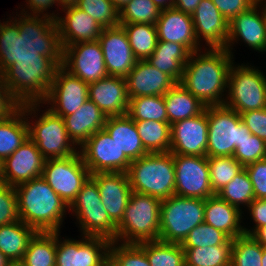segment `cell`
Wrapping results in <instances>:
<instances>
[{"label": "cell", "mask_w": 266, "mask_h": 266, "mask_svg": "<svg viewBox=\"0 0 266 266\" xmlns=\"http://www.w3.org/2000/svg\"><path fill=\"white\" fill-rule=\"evenodd\" d=\"M29 138L23 105L10 116L0 119V158L4 160Z\"/></svg>", "instance_id": "33"}, {"label": "cell", "mask_w": 266, "mask_h": 266, "mask_svg": "<svg viewBox=\"0 0 266 266\" xmlns=\"http://www.w3.org/2000/svg\"><path fill=\"white\" fill-rule=\"evenodd\" d=\"M190 54L191 52L180 43L158 41L147 62L169 75L176 83H180Z\"/></svg>", "instance_id": "31"}, {"label": "cell", "mask_w": 266, "mask_h": 266, "mask_svg": "<svg viewBox=\"0 0 266 266\" xmlns=\"http://www.w3.org/2000/svg\"><path fill=\"white\" fill-rule=\"evenodd\" d=\"M114 6L120 11L131 0H111Z\"/></svg>", "instance_id": "61"}, {"label": "cell", "mask_w": 266, "mask_h": 266, "mask_svg": "<svg viewBox=\"0 0 266 266\" xmlns=\"http://www.w3.org/2000/svg\"><path fill=\"white\" fill-rule=\"evenodd\" d=\"M238 207L227 203L217 194L205 199L204 222L225 233L230 239L244 235L242 213Z\"/></svg>", "instance_id": "29"}, {"label": "cell", "mask_w": 266, "mask_h": 266, "mask_svg": "<svg viewBox=\"0 0 266 266\" xmlns=\"http://www.w3.org/2000/svg\"><path fill=\"white\" fill-rule=\"evenodd\" d=\"M161 10L152 0H131L119 11L120 24H152L155 25Z\"/></svg>", "instance_id": "43"}, {"label": "cell", "mask_w": 266, "mask_h": 266, "mask_svg": "<svg viewBox=\"0 0 266 266\" xmlns=\"http://www.w3.org/2000/svg\"><path fill=\"white\" fill-rule=\"evenodd\" d=\"M108 75L126 78L137 59L122 25L103 28L98 38Z\"/></svg>", "instance_id": "20"}, {"label": "cell", "mask_w": 266, "mask_h": 266, "mask_svg": "<svg viewBox=\"0 0 266 266\" xmlns=\"http://www.w3.org/2000/svg\"><path fill=\"white\" fill-rule=\"evenodd\" d=\"M18 16V17H16ZM0 20V75L17 60H63L55 20L17 13Z\"/></svg>", "instance_id": "1"}, {"label": "cell", "mask_w": 266, "mask_h": 266, "mask_svg": "<svg viewBox=\"0 0 266 266\" xmlns=\"http://www.w3.org/2000/svg\"><path fill=\"white\" fill-rule=\"evenodd\" d=\"M88 86V83L59 66L41 107L43 104L50 105L49 109L62 118L73 114L88 100Z\"/></svg>", "instance_id": "16"}, {"label": "cell", "mask_w": 266, "mask_h": 266, "mask_svg": "<svg viewBox=\"0 0 266 266\" xmlns=\"http://www.w3.org/2000/svg\"><path fill=\"white\" fill-rule=\"evenodd\" d=\"M245 209L255 224L250 229L243 227L244 233L252 236L259 228L266 226V199H254Z\"/></svg>", "instance_id": "53"}, {"label": "cell", "mask_w": 266, "mask_h": 266, "mask_svg": "<svg viewBox=\"0 0 266 266\" xmlns=\"http://www.w3.org/2000/svg\"><path fill=\"white\" fill-rule=\"evenodd\" d=\"M103 28L118 26L119 10L111 0H79L76 5Z\"/></svg>", "instance_id": "45"}, {"label": "cell", "mask_w": 266, "mask_h": 266, "mask_svg": "<svg viewBox=\"0 0 266 266\" xmlns=\"http://www.w3.org/2000/svg\"><path fill=\"white\" fill-rule=\"evenodd\" d=\"M161 200L132 192L114 242L137 244L159 240Z\"/></svg>", "instance_id": "7"}, {"label": "cell", "mask_w": 266, "mask_h": 266, "mask_svg": "<svg viewBox=\"0 0 266 266\" xmlns=\"http://www.w3.org/2000/svg\"><path fill=\"white\" fill-rule=\"evenodd\" d=\"M45 161L37 145L28 138L16 151L3 160V182L15 187L41 177Z\"/></svg>", "instance_id": "21"}, {"label": "cell", "mask_w": 266, "mask_h": 266, "mask_svg": "<svg viewBox=\"0 0 266 266\" xmlns=\"http://www.w3.org/2000/svg\"><path fill=\"white\" fill-rule=\"evenodd\" d=\"M126 31L128 42L137 60H147L154 52L158 35L155 25L152 24H120Z\"/></svg>", "instance_id": "38"}, {"label": "cell", "mask_w": 266, "mask_h": 266, "mask_svg": "<svg viewBox=\"0 0 266 266\" xmlns=\"http://www.w3.org/2000/svg\"><path fill=\"white\" fill-rule=\"evenodd\" d=\"M240 115L251 134L266 142V108L243 112Z\"/></svg>", "instance_id": "51"}, {"label": "cell", "mask_w": 266, "mask_h": 266, "mask_svg": "<svg viewBox=\"0 0 266 266\" xmlns=\"http://www.w3.org/2000/svg\"><path fill=\"white\" fill-rule=\"evenodd\" d=\"M233 239L224 244L183 248L185 266H231Z\"/></svg>", "instance_id": "35"}, {"label": "cell", "mask_w": 266, "mask_h": 266, "mask_svg": "<svg viewBox=\"0 0 266 266\" xmlns=\"http://www.w3.org/2000/svg\"><path fill=\"white\" fill-rule=\"evenodd\" d=\"M104 129L130 161L148 154L142 145L135 121L128 114L109 116Z\"/></svg>", "instance_id": "30"}, {"label": "cell", "mask_w": 266, "mask_h": 266, "mask_svg": "<svg viewBox=\"0 0 266 266\" xmlns=\"http://www.w3.org/2000/svg\"><path fill=\"white\" fill-rule=\"evenodd\" d=\"M19 220L15 187L0 182V226Z\"/></svg>", "instance_id": "49"}, {"label": "cell", "mask_w": 266, "mask_h": 266, "mask_svg": "<svg viewBox=\"0 0 266 266\" xmlns=\"http://www.w3.org/2000/svg\"><path fill=\"white\" fill-rule=\"evenodd\" d=\"M40 104H24L23 111L25 116H27L29 138L37 145L43 157L47 160L67 158L77 154L79 149L70 140L64 119L53 113L49 108L42 110V115L40 114L38 117V112H41Z\"/></svg>", "instance_id": "6"}, {"label": "cell", "mask_w": 266, "mask_h": 266, "mask_svg": "<svg viewBox=\"0 0 266 266\" xmlns=\"http://www.w3.org/2000/svg\"><path fill=\"white\" fill-rule=\"evenodd\" d=\"M253 186L255 199H266V158L244 167Z\"/></svg>", "instance_id": "50"}, {"label": "cell", "mask_w": 266, "mask_h": 266, "mask_svg": "<svg viewBox=\"0 0 266 266\" xmlns=\"http://www.w3.org/2000/svg\"><path fill=\"white\" fill-rule=\"evenodd\" d=\"M220 13L230 22L236 15L245 12L254 4V0H211Z\"/></svg>", "instance_id": "52"}, {"label": "cell", "mask_w": 266, "mask_h": 266, "mask_svg": "<svg viewBox=\"0 0 266 266\" xmlns=\"http://www.w3.org/2000/svg\"><path fill=\"white\" fill-rule=\"evenodd\" d=\"M62 67L88 84L108 76L98 40L65 46Z\"/></svg>", "instance_id": "15"}, {"label": "cell", "mask_w": 266, "mask_h": 266, "mask_svg": "<svg viewBox=\"0 0 266 266\" xmlns=\"http://www.w3.org/2000/svg\"><path fill=\"white\" fill-rule=\"evenodd\" d=\"M70 211L76 218L81 235L115 240L117 226L109 218L98 186L91 177L83 184L76 199L69 206Z\"/></svg>", "instance_id": "10"}, {"label": "cell", "mask_w": 266, "mask_h": 266, "mask_svg": "<svg viewBox=\"0 0 266 266\" xmlns=\"http://www.w3.org/2000/svg\"><path fill=\"white\" fill-rule=\"evenodd\" d=\"M135 126L148 153L170 152L171 125L168 122L135 121Z\"/></svg>", "instance_id": "37"}, {"label": "cell", "mask_w": 266, "mask_h": 266, "mask_svg": "<svg viewBox=\"0 0 266 266\" xmlns=\"http://www.w3.org/2000/svg\"><path fill=\"white\" fill-rule=\"evenodd\" d=\"M107 118L90 99L73 114L63 117L67 134L78 149L95 132L104 129Z\"/></svg>", "instance_id": "28"}, {"label": "cell", "mask_w": 266, "mask_h": 266, "mask_svg": "<svg viewBox=\"0 0 266 266\" xmlns=\"http://www.w3.org/2000/svg\"><path fill=\"white\" fill-rule=\"evenodd\" d=\"M263 4H264L263 7H264L265 12H266V2H264Z\"/></svg>", "instance_id": "67"}, {"label": "cell", "mask_w": 266, "mask_h": 266, "mask_svg": "<svg viewBox=\"0 0 266 266\" xmlns=\"http://www.w3.org/2000/svg\"><path fill=\"white\" fill-rule=\"evenodd\" d=\"M175 167V195L207 199L213 193L207 156L173 155Z\"/></svg>", "instance_id": "14"}, {"label": "cell", "mask_w": 266, "mask_h": 266, "mask_svg": "<svg viewBox=\"0 0 266 266\" xmlns=\"http://www.w3.org/2000/svg\"><path fill=\"white\" fill-rule=\"evenodd\" d=\"M201 0H175L174 8L192 15Z\"/></svg>", "instance_id": "56"}, {"label": "cell", "mask_w": 266, "mask_h": 266, "mask_svg": "<svg viewBox=\"0 0 266 266\" xmlns=\"http://www.w3.org/2000/svg\"><path fill=\"white\" fill-rule=\"evenodd\" d=\"M203 49L190 54L180 83L205 106L224 105L235 58L225 48Z\"/></svg>", "instance_id": "2"}, {"label": "cell", "mask_w": 266, "mask_h": 266, "mask_svg": "<svg viewBox=\"0 0 266 266\" xmlns=\"http://www.w3.org/2000/svg\"><path fill=\"white\" fill-rule=\"evenodd\" d=\"M58 2H59V7L63 9L70 6H76L79 0H58Z\"/></svg>", "instance_id": "59"}, {"label": "cell", "mask_w": 266, "mask_h": 266, "mask_svg": "<svg viewBox=\"0 0 266 266\" xmlns=\"http://www.w3.org/2000/svg\"><path fill=\"white\" fill-rule=\"evenodd\" d=\"M126 82L129 99L164 95L176 84L169 75L149 64L147 60H137L127 75Z\"/></svg>", "instance_id": "27"}, {"label": "cell", "mask_w": 266, "mask_h": 266, "mask_svg": "<svg viewBox=\"0 0 266 266\" xmlns=\"http://www.w3.org/2000/svg\"><path fill=\"white\" fill-rule=\"evenodd\" d=\"M21 262L25 266H55L56 232H37L29 242Z\"/></svg>", "instance_id": "36"}, {"label": "cell", "mask_w": 266, "mask_h": 266, "mask_svg": "<svg viewBox=\"0 0 266 266\" xmlns=\"http://www.w3.org/2000/svg\"><path fill=\"white\" fill-rule=\"evenodd\" d=\"M158 41L180 43L191 53L201 50L198 43L190 14L179 11L176 8L161 10L156 24Z\"/></svg>", "instance_id": "26"}, {"label": "cell", "mask_w": 266, "mask_h": 266, "mask_svg": "<svg viewBox=\"0 0 266 266\" xmlns=\"http://www.w3.org/2000/svg\"><path fill=\"white\" fill-rule=\"evenodd\" d=\"M59 11L64 12L55 19L62 48L79 42L98 40L103 27L90 15L77 6H70Z\"/></svg>", "instance_id": "24"}, {"label": "cell", "mask_w": 266, "mask_h": 266, "mask_svg": "<svg viewBox=\"0 0 266 266\" xmlns=\"http://www.w3.org/2000/svg\"><path fill=\"white\" fill-rule=\"evenodd\" d=\"M137 245L145 252L150 266H185L181 244L153 240L140 242Z\"/></svg>", "instance_id": "39"}, {"label": "cell", "mask_w": 266, "mask_h": 266, "mask_svg": "<svg viewBox=\"0 0 266 266\" xmlns=\"http://www.w3.org/2000/svg\"><path fill=\"white\" fill-rule=\"evenodd\" d=\"M208 166L214 194L222 190L244 168L233 156L208 157Z\"/></svg>", "instance_id": "42"}, {"label": "cell", "mask_w": 266, "mask_h": 266, "mask_svg": "<svg viewBox=\"0 0 266 266\" xmlns=\"http://www.w3.org/2000/svg\"><path fill=\"white\" fill-rule=\"evenodd\" d=\"M233 157L243 166L266 158V142L251 134L238 144Z\"/></svg>", "instance_id": "48"}, {"label": "cell", "mask_w": 266, "mask_h": 266, "mask_svg": "<svg viewBox=\"0 0 266 266\" xmlns=\"http://www.w3.org/2000/svg\"><path fill=\"white\" fill-rule=\"evenodd\" d=\"M207 157L233 156L235 148L251 135L241 115L225 105L207 106Z\"/></svg>", "instance_id": "11"}, {"label": "cell", "mask_w": 266, "mask_h": 266, "mask_svg": "<svg viewBox=\"0 0 266 266\" xmlns=\"http://www.w3.org/2000/svg\"><path fill=\"white\" fill-rule=\"evenodd\" d=\"M37 231L21 220L0 226V251L10 261H21Z\"/></svg>", "instance_id": "34"}, {"label": "cell", "mask_w": 266, "mask_h": 266, "mask_svg": "<svg viewBox=\"0 0 266 266\" xmlns=\"http://www.w3.org/2000/svg\"><path fill=\"white\" fill-rule=\"evenodd\" d=\"M79 152L90 174L127 173L131 164L105 129L90 136L79 148Z\"/></svg>", "instance_id": "13"}, {"label": "cell", "mask_w": 266, "mask_h": 266, "mask_svg": "<svg viewBox=\"0 0 266 266\" xmlns=\"http://www.w3.org/2000/svg\"><path fill=\"white\" fill-rule=\"evenodd\" d=\"M237 41H243L258 53L266 52V12L262 4H254L229 22V35L225 49L233 57V45L237 44Z\"/></svg>", "instance_id": "18"}, {"label": "cell", "mask_w": 266, "mask_h": 266, "mask_svg": "<svg viewBox=\"0 0 266 266\" xmlns=\"http://www.w3.org/2000/svg\"><path fill=\"white\" fill-rule=\"evenodd\" d=\"M10 260L0 251V266H7Z\"/></svg>", "instance_id": "62"}, {"label": "cell", "mask_w": 266, "mask_h": 266, "mask_svg": "<svg viewBox=\"0 0 266 266\" xmlns=\"http://www.w3.org/2000/svg\"><path fill=\"white\" fill-rule=\"evenodd\" d=\"M224 105L239 114L266 108V76L258 67L233 62Z\"/></svg>", "instance_id": "9"}, {"label": "cell", "mask_w": 266, "mask_h": 266, "mask_svg": "<svg viewBox=\"0 0 266 266\" xmlns=\"http://www.w3.org/2000/svg\"><path fill=\"white\" fill-rule=\"evenodd\" d=\"M60 233L56 232L55 266H96L109 253L111 241L107 238L81 235L80 240H62Z\"/></svg>", "instance_id": "17"}, {"label": "cell", "mask_w": 266, "mask_h": 266, "mask_svg": "<svg viewBox=\"0 0 266 266\" xmlns=\"http://www.w3.org/2000/svg\"><path fill=\"white\" fill-rule=\"evenodd\" d=\"M7 266H25L21 261H10Z\"/></svg>", "instance_id": "64"}, {"label": "cell", "mask_w": 266, "mask_h": 266, "mask_svg": "<svg viewBox=\"0 0 266 266\" xmlns=\"http://www.w3.org/2000/svg\"><path fill=\"white\" fill-rule=\"evenodd\" d=\"M96 266H114L111 256L108 254L100 263Z\"/></svg>", "instance_id": "60"}, {"label": "cell", "mask_w": 266, "mask_h": 266, "mask_svg": "<svg viewBox=\"0 0 266 266\" xmlns=\"http://www.w3.org/2000/svg\"><path fill=\"white\" fill-rule=\"evenodd\" d=\"M15 191L22 222L37 232H60L69 206L42 176L15 186Z\"/></svg>", "instance_id": "3"}, {"label": "cell", "mask_w": 266, "mask_h": 266, "mask_svg": "<svg viewBox=\"0 0 266 266\" xmlns=\"http://www.w3.org/2000/svg\"><path fill=\"white\" fill-rule=\"evenodd\" d=\"M90 176L80 152L67 158L47 159L42 173L49 186L68 206Z\"/></svg>", "instance_id": "12"}, {"label": "cell", "mask_w": 266, "mask_h": 266, "mask_svg": "<svg viewBox=\"0 0 266 266\" xmlns=\"http://www.w3.org/2000/svg\"><path fill=\"white\" fill-rule=\"evenodd\" d=\"M217 195L240 210L247 207L255 199V195L246 169L243 168Z\"/></svg>", "instance_id": "41"}, {"label": "cell", "mask_w": 266, "mask_h": 266, "mask_svg": "<svg viewBox=\"0 0 266 266\" xmlns=\"http://www.w3.org/2000/svg\"><path fill=\"white\" fill-rule=\"evenodd\" d=\"M108 254L114 266H150L145 252L137 244L111 241Z\"/></svg>", "instance_id": "46"}, {"label": "cell", "mask_w": 266, "mask_h": 266, "mask_svg": "<svg viewBox=\"0 0 266 266\" xmlns=\"http://www.w3.org/2000/svg\"><path fill=\"white\" fill-rule=\"evenodd\" d=\"M262 246H266V226L259 228L253 235Z\"/></svg>", "instance_id": "57"}, {"label": "cell", "mask_w": 266, "mask_h": 266, "mask_svg": "<svg viewBox=\"0 0 266 266\" xmlns=\"http://www.w3.org/2000/svg\"><path fill=\"white\" fill-rule=\"evenodd\" d=\"M134 121L168 122L163 95L139 96L129 99L128 113Z\"/></svg>", "instance_id": "40"}, {"label": "cell", "mask_w": 266, "mask_h": 266, "mask_svg": "<svg viewBox=\"0 0 266 266\" xmlns=\"http://www.w3.org/2000/svg\"><path fill=\"white\" fill-rule=\"evenodd\" d=\"M196 39L202 38L204 47L225 48L229 35V22L211 0H201L191 15ZM201 41V42H200Z\"/></svg>", "instance_id": "23"}, {"label": "cell", "mask_w": 266, "mask_h": 266, "mask_svg": "<svg viewBox=\"0 0 266 266\" xmlns=\"http://www.w3.org/2000/svg\"><path fill=\"white\" fill-rule=\"evenodd\" d=\"M261 266H266V246H262Z\"/></svg>", "instance_id": "63"}, {"label": "cell", "mask_w": 266, "mask_h": 266, "mask_svg": "<svg viewBox=\"0 0 266 266\" xmlns=\"http://www.w3.org/2000/svg\"><path fill=\"white\" fill-rule=\"evenodd\" d=\"M207 143V106L197 116L171 124L170 152L173 155L207 156Z\"/></svg>", "instance_id": "19"}, {"label": "cell", "mask_w": 266, "mask_h": 266, "mask_svg": "<svg viewBox=\"0 0 266 266\" xmlns=\"http://www.w3.org/2000/svg\"><path fill=\"white\" fill-rule=\"evenodd\" d=\"M0 182H3V160L0 158Z\"/></svg>", "instance_id": "65"}, {"label": "cell", "mask_w": 266, "mask_h": 266, "mask_svg": "<svg viewBox=\"0 0 266 266\" xmlns=\"http://www.w3.org/2000/svg\"><path fill=\"white\" fill-rule=\"evenodd\" d=\"M62 63L63 60H17L1 76L20 105L42 103L47 98L55 71Z\"/></svg>", "instance_id": "4"}, {"label": "cell", "mask_w": 266, "mask_h": 266, "mask_svg": "<svg viewBox=\"0 0 266 266\" xmlns=\"http://www.w3.org/2000/svg\"><path fill=\"white\" fill-rule=\"evenodd\" d=\"M163 97L170 125L195 117L206 109L181 83H176Z\"/></svg>", "instance_id": "32"}, {"label": "cell", "mask_w": 266, "mask_h": 266, "mask_svg": "<svg viewBox=\"0 0 266 266\" xmlns=\"http://www.w3.org/2000/svg\"><path fill=\"white\" fill-rule=\"evenodd\" d=\"M26 9H24V7L22 6L20 9V13L22 14H26V15H36V16H46L52 19H56L59 15L58 12H56L57 14H55L54 11H52L53 13L50 12H46L49 11L48 9H50L54 4L56 6H58L59 8V2L58 0H26ZM30 10V12H29ZM28 11V12H27Z\"/></svg>", "instance_id": "54"}, {"label": "cell", "mask_w": 266, "mask_h": 266, "mask_svg": "<svg viewBox=\"0 0 266 266\" xmlns=\"http://www.w3.org/2000/svg\"><path fill=\"white\" fill-rule=\"evenodd\" d=\"M97 184L102 204L111 221L117 226L132 194L127 173H96L90 176Z\"/></svg>", "instance_id": "22"}, {"label": "cell", "mask_w": 266, "mask_h": 266, "mask_svg": "<svg viewBox=\"0 0 266 266\" xmlns=\"http://www.w3.org/2000/svg\"><path fill=\"white\" fill-rule=\"evenodd\" d=\"M154 4L160 9L165 10L168 8H173L175 0H152Z\"/></svg>", "instance_id": "58"}, {"label": "cell", "mask_w": 266, "mask_h": 266, "mask_svg": "<svg viewBox=\"0 0 266 266\" xmlns=\"http://www.w3.org/2000/svg\"><path fill=\"white\" fill-rule=\"evenodd\" d=\"M133 192L165 200L175 195L173 154L148 153L131 161L127 171Z\"/></svg>", "instance_id": "5"}, {"label": "cell", "mask_w": 266, "mask_h": 266, "mask_svg": "<svg viewBox=\"0 0 266 266\" xmlns=\"http://www.w3.org/2000/svg\"><path fill=\"white\" fill-rule=\"evenodd\" d=\"M19 107L20 104L12 97L0 75V119L10 116Z\"/></svg>", "instance_id": "55"}, {"label": "cell", "mask_w": 266, "mask_h": 266, "mask_svg": "<svg viewBox=\"0 0 266 266\" xmlns=\"http://www.w3.org/2000/svg\"><path fill=\"white\" fill-rule=\"evenodd\" d=\"M262 245L251 235L233 239L231 266H261Z\"/></svg>", "instance_id": "44"}, {"label": "cell", "mask_w": 266, "mask_h": 266, "mask_svg": "<svg viewBox=\"0 0 266 266\" xmlns=\"http://www.w3.org/2000/svg\"><path fill=\"white\" fill-rule=\"evenodd\" d=\"M88 99L107 116L128 113L129 97L126 78L108 75L88 86Z\"/></svg>", "instance_id": "25"}, {"label": "cell", "mask_w": 266, "mask_h": 266, "mask_svg": "<svg viewBox=\"0 0 266 266\" xmlns=\"http://www.w3.org/2000/svg\"><path fill=\"white\" fill-rule=\"evenodd\" d=\"M205 200L173 195L161 200L159 240L182 244L189 232L204 222Z\"/></svg>", "instance_id": "8"}, {"label": "cell", "mask_w": 266, "mask_h": 266, "mask_svg": "<svg viewBox=\"0 0 266 266\" xmlns=\"http://www.w3.org/2000/svg\"><path fill=\"white\" fill-rule=\"evenodd\" d=\"M254 2L257 3V4H262L263 5V3L266 2V0H254Z\"/></svg>", "instance_id": "66"}, {"label": "cell", "mask_w": 266, "mask_h": 266, "mask_svg": "<svg viewBox=\"0 0 266 266\" xmlns=\"http://www.w3.org/2000/svg\"><path fill=\"white\" fill-rule=\"evenodd\" d=\"M229 237L222 231L203 222L192 229L182 242V248L217 246L224 244Z\"/></svg>", "instance_id": "47"}]
</instances>
